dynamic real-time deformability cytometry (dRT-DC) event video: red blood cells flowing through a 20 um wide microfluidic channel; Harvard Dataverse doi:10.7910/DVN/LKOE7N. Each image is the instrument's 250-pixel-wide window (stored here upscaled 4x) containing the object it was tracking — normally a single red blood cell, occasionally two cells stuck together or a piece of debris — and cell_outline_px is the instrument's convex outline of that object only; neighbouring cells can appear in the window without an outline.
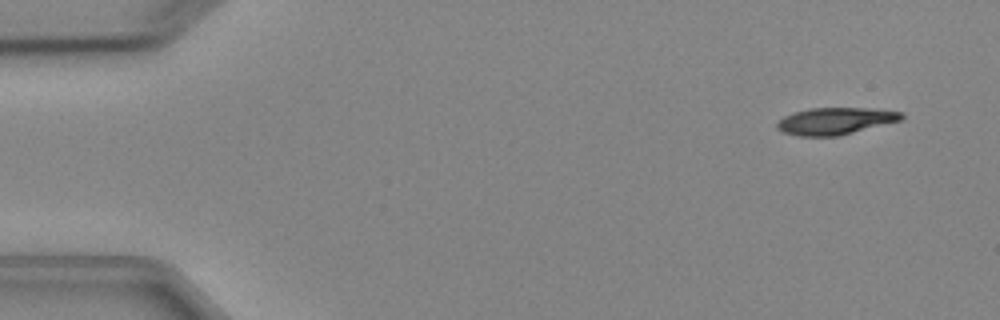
{"species": "Egyptian fruit bat (a non-hibernating species)", "species_latin": "Rousettus aegyptiacus", "temperature_condition": "cold", "stored_images_in_passage": 4, "camera_frame_rate_fps": 3000, "um_per_image_px": 0.085, "animal": {"sex": "female"}, "frame": {"image": 1, "passage_image": 1, "time_ms": 0.0, "image_size_px": [1000, 320], "cell_outline_px": [[904, 120], [840, 136], [800, 136], [784, 132], [776, 128], [776, 124], [784, 116], [792, 112], [812, 108], [868, 108], [904, 112]], "centroid_in_image_um": [71.06, 10.29], "position_along_channel_um": 13.9, "area_um2": 19.77}}